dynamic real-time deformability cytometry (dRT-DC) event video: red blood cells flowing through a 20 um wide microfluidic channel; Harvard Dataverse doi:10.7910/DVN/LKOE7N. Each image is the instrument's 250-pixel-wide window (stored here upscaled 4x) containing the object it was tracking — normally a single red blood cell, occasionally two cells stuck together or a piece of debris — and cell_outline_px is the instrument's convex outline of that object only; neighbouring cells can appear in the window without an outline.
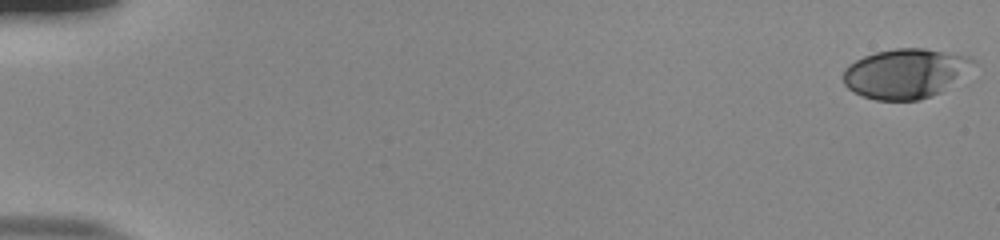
{"species": "human", "species_latin": "Homo sapiens", "temperature_condition": "room temperature", "stored_images_in_passage": 54, "camera_frame_rate_fps": 3000, "um_per_image_px": 0.085, "donor": {"sex": "male"}, "frame": {"image": 1, "passage_image": 1, "time_ms": 0.0, "image_size_px": [1000, 240], "cell_outline_px": [[980, 64], [940, 92], [932, 96], [920, 100], [876, 100], [864, 96], [848, 88], [844, 84], [844, 68], [848, 64], [864, 56], [876, 52], [896, 48], [924, 48], [972, 56]], "centroid_in_image_um": [77.03, 6.23], "position_along_channel_um": 8.0, "area_um2": 37.92}}
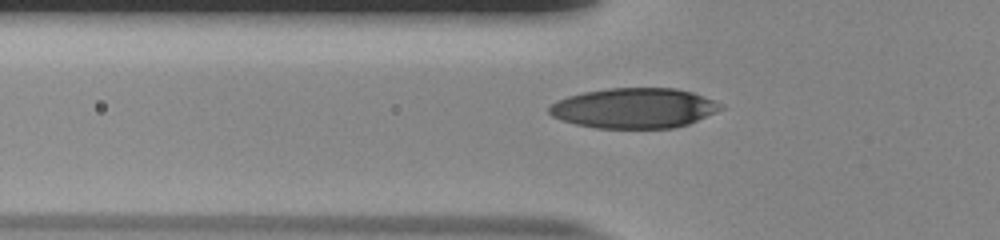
{"frame": {"image": 2, "passage_image": 20, "time_ms": 6.333, "image_size_px": [1000, 240], "cell_outline_px": [[724, 108], [716, 112], [688, 124], [676, 128], [596, 128], [576, 124], [560, 120], [552, 116], [548, 112], [548, 108], [556, 100], [568, 96], [584, 92], [608, 88], [676, 88], [692, 92], [724, 104]], "centroid_in_image_um": [53.9, 9.19], "position_along_channel_um": 71.9, "area_um2": 40.29}}
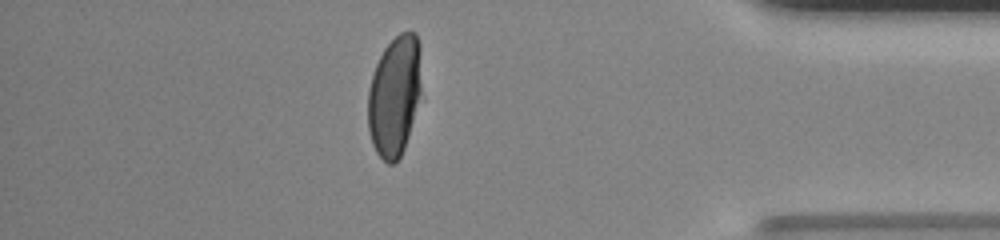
{"frame": {"image": 3, "passage_image": 48, "time_ms": 15.667, "image_size_px": [1000, 240], "cell_outline_px": [[420, 92], [408, 136], [404, 148], [400, 156], [392, 164], [388, 164], [376, 152], [372, 144], [368, 132], [368, 92], [372, 76], [376, 64], [384, 48], [400, 32], [416, 32], [420, 44]], "centroid_in_image_um": [33.52, 8.13], "position_along_channel_um": 401.7, "area_um2": 37.22}, "authors_computed_cell_mechanics": {"area_um2": 38.2058, "velocity_mm_per_s": 3.8546, "shape_relaxation_time_tau1_ms": 5.5432, "shape_relaxation_time_tau2_ms": null, "deformation_change_tau1": 0.2168, "deformation_change_tau2": null}}